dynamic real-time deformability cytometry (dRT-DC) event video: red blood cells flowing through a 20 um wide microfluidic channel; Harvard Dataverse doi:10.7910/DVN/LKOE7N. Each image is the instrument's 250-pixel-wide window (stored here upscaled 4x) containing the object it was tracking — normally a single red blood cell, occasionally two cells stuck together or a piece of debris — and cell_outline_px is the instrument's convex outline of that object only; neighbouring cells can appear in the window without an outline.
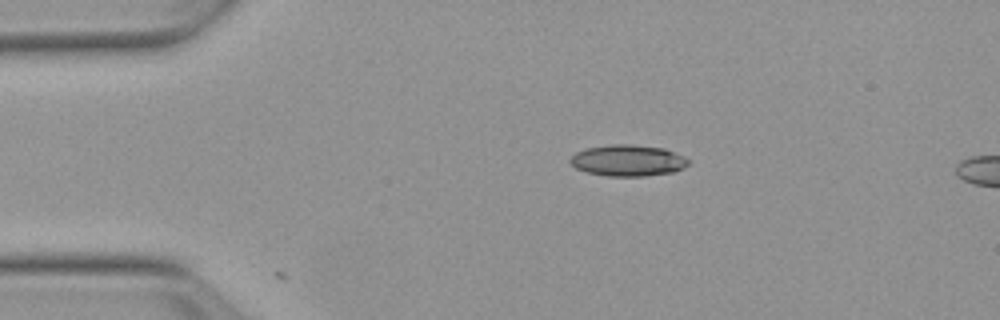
{"species": "Egyptian fruit bat (a non-hibernating species)", "species_latin": "Rousettus aegyptiacus", "temperature_condition": "warm", "stored_images_in_passage": 9, "camera_frame_rate_fps": 3000, "um_per_image_px": 0.085, "animal": {"sex": "female"}, "frame": {"image": 1, "passage_image": 9, "time_ms": 2.667, "image_size_px": [1000, 320], "cell_outline_px": [[692, 164], [676, 172], [644, 176], [608, 176], [588, 172], [576, 168], [568, 160], [576, 152], [584, 148], [612, 144], [632, 144], [664, 148], [684, 156]], "centroid_in_image_um": [53.41, 13.64], "position_along_channel_um": 31.6, "area_um2": 21.79}}